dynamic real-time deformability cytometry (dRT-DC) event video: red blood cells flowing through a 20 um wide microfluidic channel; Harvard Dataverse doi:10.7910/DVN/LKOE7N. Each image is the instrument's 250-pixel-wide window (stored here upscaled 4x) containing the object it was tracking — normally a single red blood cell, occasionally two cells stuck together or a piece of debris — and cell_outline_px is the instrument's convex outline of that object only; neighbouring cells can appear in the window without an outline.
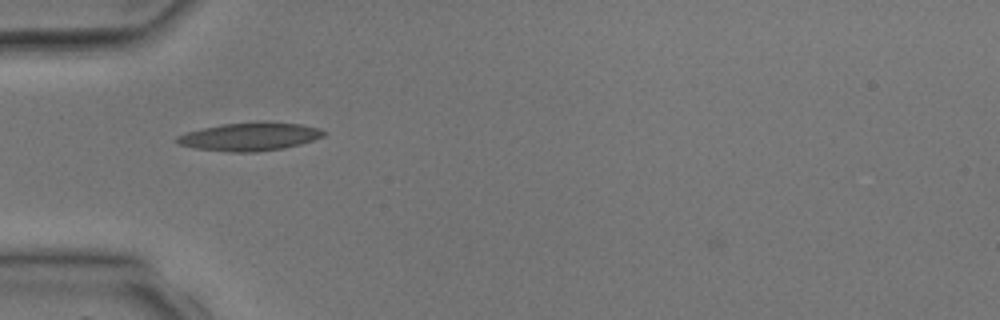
{"species": "common noctule bat (a hibernating species)", "species_latin": "Nyctalus noctula", "temperature_condition": "room temperature", "stored_images_in_passage": 2, "camera_frame_rate_fps": 3000, "um_per_image_px": 0.085, "animal": {"sex": "male", "body_mass_g": 17.9, "forearm_length_mm": 54.2}, "frame": {"image": 1, "passage_image": 2, "time_ms": 1.333, "image_size_px": [1000, 320], "cell_outline_px": [[328, 132], [324, 136], [300, 144], [284, 148], [256, 152], [232, 152], [196, 148], [180, 144], [176, 140], [176, 136], [188, 132], [204, 128], [224, 124], [300, 124], [320, 128]], "centroid_in_image_um": [21.25, 11.65], "position_along_channel_um": 63.7, "area_um2": 23.06}}